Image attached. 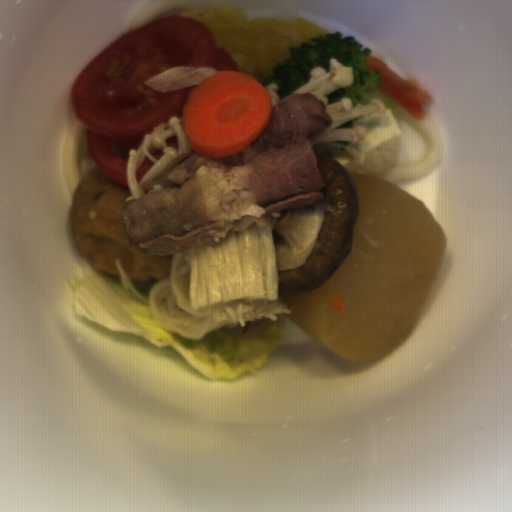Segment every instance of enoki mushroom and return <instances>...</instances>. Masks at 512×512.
<instances>
[{
	"label": "enoki mushroom",
	"instance_id": "obj_4",
	"mask_svg": "<svg viewBox=\"0 0 512 512\" xmlns=\"http://www.w3.org/2000/svg\"><path fill=\"white\" fill-rule=\"evenodd\" d=\"M265 88L269 92V95L271 97V106H274L278 101H280V97L276 92L279 86L276 83H272L266 86Z\"/></svg>",
	"mask_w": 512,
	"mask_h": 512
},
{
	"label": "enoki mushroom",
	"instance_id": "obj_2",
	"mask_svg": "<svg viewBox=\"0 0 512 512\" xmlns=\"http://www.w3.org/2000/svg\"><path fill=\"white\" fill-rule=\"evenodd\" d=\"M309 82L293 93H311L317 100H322L326 113L331 117L330 127L324 129L312 144H327L332 148H343L352 155L359 156V151L353 145L366 137L363 127L339 128L345 122L362 115L385 114L384 101L370 100V104L356 103L352 106L350 97H343L339 102L328 104V95L339 88H346L354 83V74L351 67L342 66L334 58L330 60L329 73L322 67L314 68L309 73Z\"/></svg>",
	"mask_w": 512,
	"mask_h": 512
},
{
	"label": "enoki mushroom",
	"instance_id": "obj_1",
	"mask_svg": "<svg viewBox=\"0 0 512 512\" xmlns=\"http://www.w3.org/2000/svg\"><path fill=\"white\" fill-rule=\"evenodd\" d=\"M255 221L245 231L228 230L218 242L197 245L173 256L169 280L149 289L148 299L116 265L124 291L148 304L152 319L164 330L199 340L212 330L245 327L246 321L290 314L279 299L278 271L272 231Z\"/></svg>",
	"mask_w": 512,
	"mask_h": 512
},
{
	"label": "enoki mushroom",
	"instance_id": "obj_3",
	"mask_svg": "<svg viewBox=\"0 0 512 512\" xmlns=\"http://www.w3.org/2000/svg\"><path fill=\"white\" fill-rule=\"evenodd\" d=\"M175 137L177 147L169 146L167 140ZM162 151L158 160L152 154ZM192 154L188 144L183 117L172 115L165 123L153 126L151 132H147L139 146L129 148L127 153L126 178L128 191L131 196L126 197L128 203L133 198L139 199L145 196L149 182L158 177L179 156ZM144 157L153 162V166L142 176L140 183L137 181L136 172Z\"/></svg>",
	"mask_w": 512,
	"mask_h": 512
}]
</instances>
